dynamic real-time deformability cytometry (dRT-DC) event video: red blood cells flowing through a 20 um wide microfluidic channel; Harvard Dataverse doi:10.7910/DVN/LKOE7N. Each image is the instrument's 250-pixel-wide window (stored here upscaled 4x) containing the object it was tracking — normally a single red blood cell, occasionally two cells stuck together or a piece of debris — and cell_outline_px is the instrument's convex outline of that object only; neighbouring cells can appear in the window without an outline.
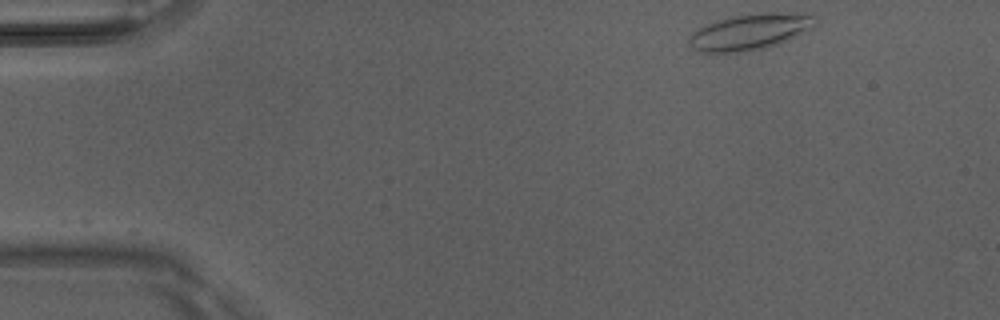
{"species": "Egyptian fruit bat (a non-hibernating species)", "species_latin": "Rousettus aegyptiacus", "temperature_condition": "room temperature", "stored_images_in_passage": 7, "camera_frame_rate_fps": 3000, "um_per_image_px": 0.085, "animal": {"sex": "male"}, "frame": {"image": 1, "passage_image": 1, "time_ms": 0.0, "image_size_px": [1000, 320], "cell_outline_px": [[816, 24], [804, 32], [796, 36], [776, 44], [764, 48], [736, 52], [700, 52], [692, 48], [688, 44], [688, 36], [692, 32], [708, 24], [732, 16], [776, 12], [816, 16]], "centroid_in_image_um": [63.7, 2.72], "position_along_channel_um": 21.3, "area_um2": 25.84}}